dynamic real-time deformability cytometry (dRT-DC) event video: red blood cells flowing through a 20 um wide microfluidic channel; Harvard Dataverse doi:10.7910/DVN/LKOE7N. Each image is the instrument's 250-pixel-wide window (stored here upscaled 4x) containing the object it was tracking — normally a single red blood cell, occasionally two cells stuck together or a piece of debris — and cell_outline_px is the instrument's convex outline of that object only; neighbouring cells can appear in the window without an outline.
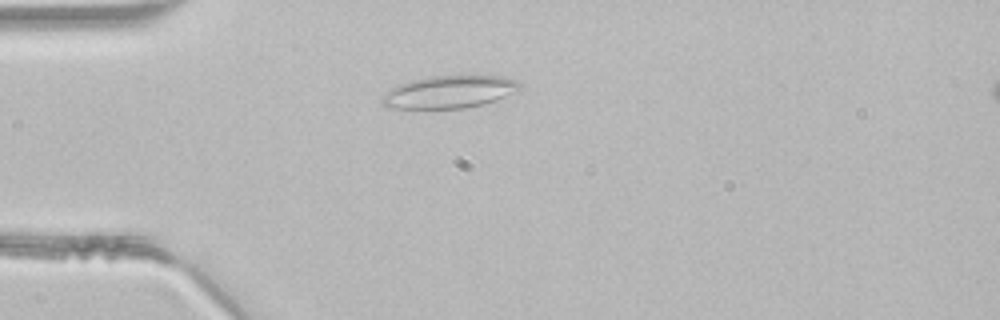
{"species": "common noctule bat (a hibernating species)", "species_latin": "Nyctalus noctula", "temperature_condition": "room temperature", "stored_images_in_passage": 37, "segment_of_instrument_passage": [1, 2], "camera_frame_rate_fps": 3000, "um_per_image_px": 0.085, "animal": {"sex": "male", "body_mass_g": 21.5, "forearm_length_mm": 52.0}, "frame": {"image": 1, "passage_image": 3, "time_ms": 0.667, "image_size_px": [1000, 320], "cell_outline_px": [[524, 84], [520, 92], [484, 104], [464, 108], [388, 108], [380, 104], [380, 100], [392, 88], [400, 84], [412, 80], [428, 76], [500, 76], [516, 80]], "centroid_in_image_um": [38.27, 7.81], "position_along_channel_um": 46.7, "area_um2": 26.24}}
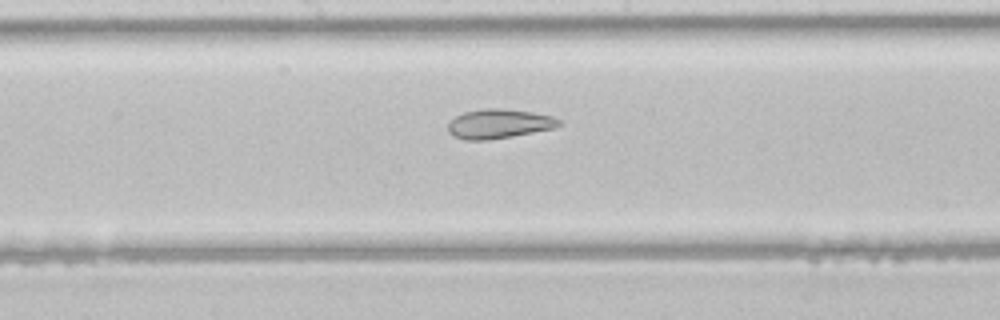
{"frame": {"image": 2, "passage_image": 15, "time_ms": 4.667, "image_size_px": [1000, 320], "cell_outline_px": [[560, 124], [556, 128], [512, 136], [488, 140], [464, 140], [452, 136], [448, 132], [448, 124], [456, 116], [464, 112], [484, 108], [500, 108], [532, 112], [552, 116], [560, 120]], "centroid_in_image_um": [42.39, 10.52], "position_along_channel_um": 205.8, "area_um2": 19.02}}
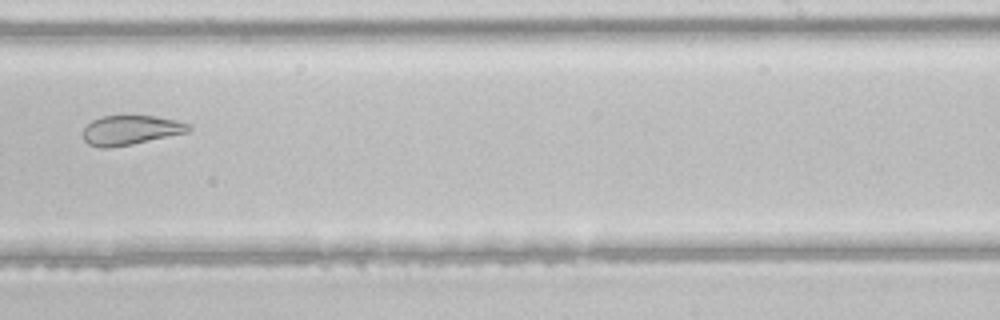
{"frame": {"image": 3, "passage_image": 20, "time_ms": 6.333, "image_size_px": [1000, 320], "cell_outline_px": [[192, 128], [188, 132], [132, 144], [108, 148], [100, 148], [88, 144], [84, 140], [84, 128], [92, 120], [100, 116], [124, 112], [156, 116], [176, 120], [188, 124]], "centroid_in_image_um": [11.08, 11.0], "position_along_channel_um": 277.9, "area_um2": 18.84}}